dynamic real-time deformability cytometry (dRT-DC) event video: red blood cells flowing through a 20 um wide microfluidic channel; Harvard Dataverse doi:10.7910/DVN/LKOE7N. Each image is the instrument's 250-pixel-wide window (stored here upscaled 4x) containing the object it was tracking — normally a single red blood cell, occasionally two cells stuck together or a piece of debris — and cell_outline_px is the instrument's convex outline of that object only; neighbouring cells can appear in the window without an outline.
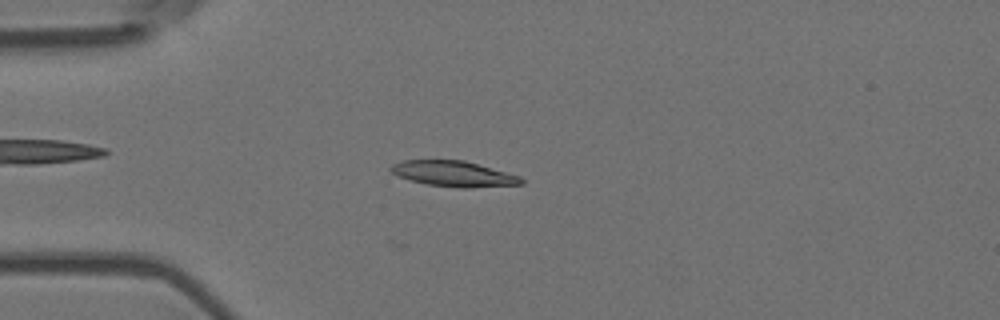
{"species": "Egyptian fruit bat (a non-hibernating species)", "species_latin": "Rousettus aegyptiacus", "temperature_condition": "room temperature", "stored_images_in_passage": 42, "camera_frame_rate_fps": 3000, "um_per_image_px": 0.085, "animal": {"sex": "female"}, "frame": {"image": 1, "passage_image": 1, "time_ms": 0.0, "image_size_px": [1000, 320], "cell_outline_px": [[524, 184], [472, 188], [460, 188], [428, 184], [396, 176], [388, 168], [392, 164], [404, 160], [464, 160], [520, 176], [524, 180]], "centroid_in_image_um": [38.57, 14.77], "position_along_channel_um": 46.4, "area_um2": 19.42}}
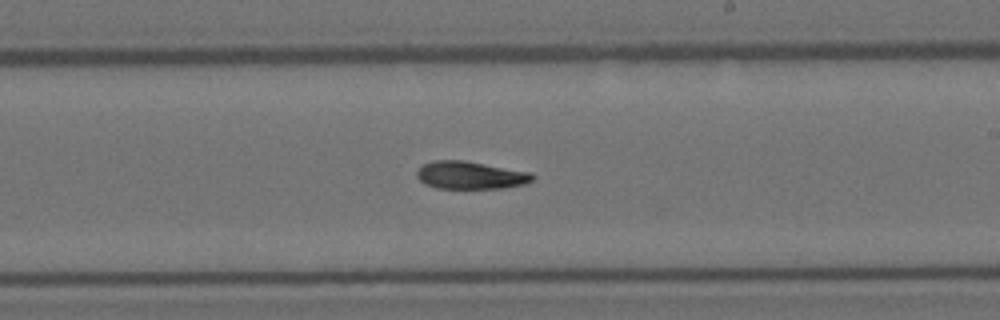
{"frame": {"image": 2, "passage_image": 19, "time_ms": 6.0, "image_size_px": [1000, 320], "cell_outline_px": [[536, 176], [532, 180], [524, 184], [504, 188], [436, 188], [424, 184], [416, 176], [416, 172], [424, 164], [432, 160], [464, 160], [532, 172]], "centroid_in_image_um": [40.0, 14.89], "position_along_channel_um": 249.0, "area_um2": 18.79}}
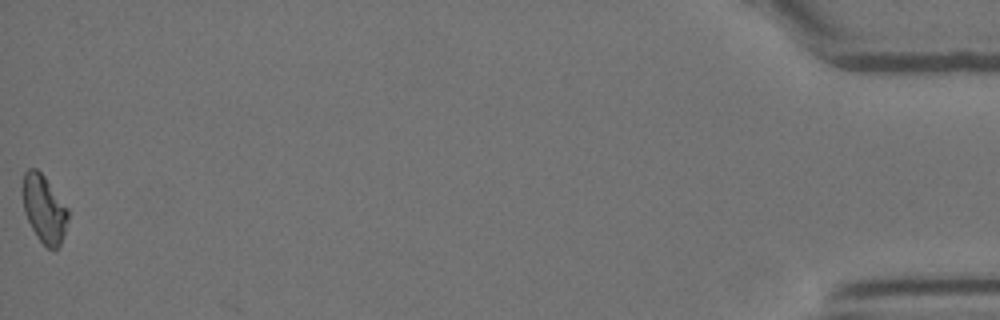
{"frame": {"image": 3, "passage_image": 42, "time_ms": 13.667, "image_size_px": [1000, 320], "cell_outline_px": [[68, 220], [60, 244], [56, 248], [48, 248], [36, 236], [24, 212], [20, 192], [20, 188], [24, 172], [28, 168], [36, 168], [44, 176], [68, 208]], "centroid_in_image_um": [3.7, 17.7], "position_along_channel_um": 431.5, "area_um2": 18.03}}